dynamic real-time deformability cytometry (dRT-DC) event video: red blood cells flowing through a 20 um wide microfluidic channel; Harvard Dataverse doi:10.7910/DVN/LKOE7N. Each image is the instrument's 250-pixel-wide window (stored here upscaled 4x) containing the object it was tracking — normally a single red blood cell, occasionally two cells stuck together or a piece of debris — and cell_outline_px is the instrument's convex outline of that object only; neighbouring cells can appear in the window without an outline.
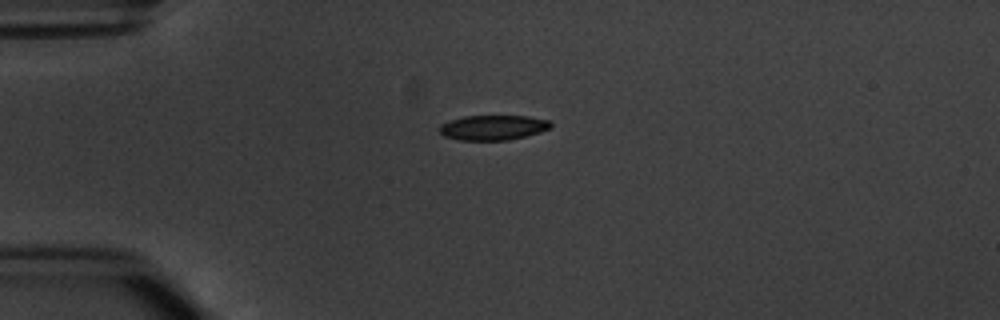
{"species": "common noctule bat (a hibernating species)", "species_latin": "Nyctalus noctula", "temperature_condition": "warm", "stored_images_in_passage": 6, "camera_frame_rate_fps": 3000, "um_per_image_px": 0.085, "animal": {"sex": "male", "body_mass_g": 20.1, "forearm_length_mm": 53.5}, "frame": {"image": 1, "passage_image": 1, "time_ms": 0.0, "image_size_px": [1000, 320], "cell_outline_px": [[552, 128], [540, 132], [508, 140], [460, 140], [444, 136], [440, 132], [440, 124], [464, 116], [528, 116], [548, 120], [552, 124]], "centroid_in_image_um": [41.93, 10.84], "position_along_channel_um": 43.1, "area_um2": 16.07}}
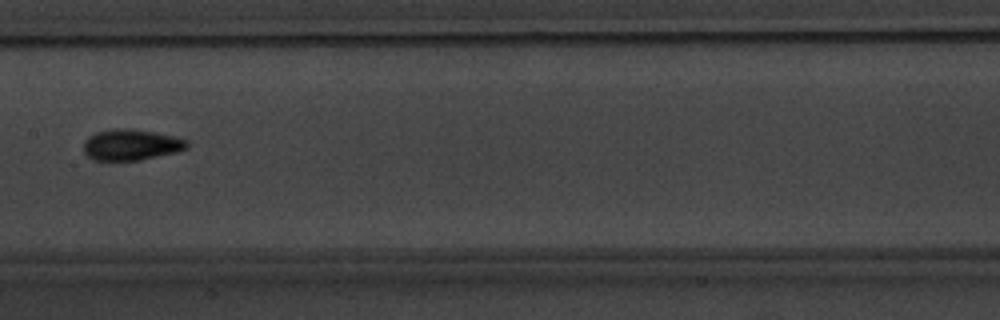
{"frame": {"image": 2, "passage_image": 5, "time_ms": 4.667, "image_size_px": [1000, 320], "cell_outline_px": [[188, 148], [176, 152], [140, 160], [92, 160], [84, 152], [84, 140], [88, 136], [96, 132], [120, 128], [124, 128], [152, 132], [172, 136], [188, 140]], "centroid_in_image_um": [11.13, 12.31], "position_along_channel_um": 196.3, "area_um2": 18.5}}